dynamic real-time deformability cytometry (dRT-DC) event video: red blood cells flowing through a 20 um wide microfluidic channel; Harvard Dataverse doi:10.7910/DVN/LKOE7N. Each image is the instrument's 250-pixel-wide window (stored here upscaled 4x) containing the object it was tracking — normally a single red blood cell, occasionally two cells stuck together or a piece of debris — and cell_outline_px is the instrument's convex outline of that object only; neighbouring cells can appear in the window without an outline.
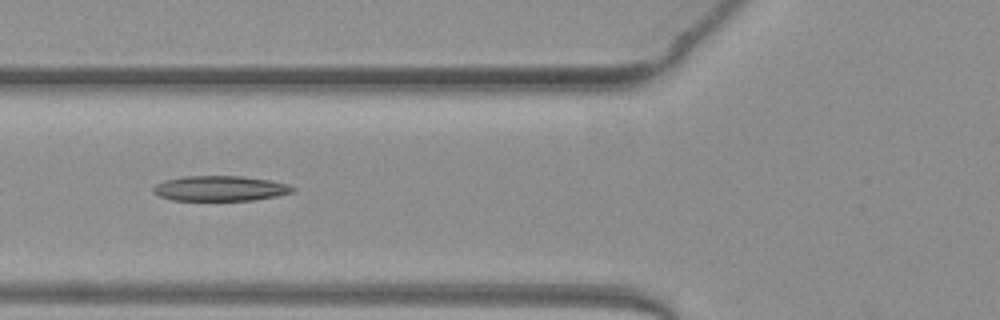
{"species": "common noctule bat (a hibernating species)", "species_latin": "Nyctalus noctula", "temperature_condition": "warm", "stored_images_in_passage": 43, "camera_frame_rate_fps": 3000, "um_per_image_px": 0.085, "animal": {"sex": "female", "body_mass_g": 19.3, "forearm_length_mm": 54.1}, "frame": {"image": 1, "passage_image": 13, "time_ms": 4.0, "image_size_px": [1000, 320], "cell_outline_px": [[296, 188], [292, 192], [276, 196], [256, 200], [172, 200], [160, 196], [152, 192], [152, 188], [156, 184], [164, 180], [184, 176], [240, 176], [272, 180], [288, 184]], "centroid_in_image_um": [18.71, 16.01], "position_along_channel_um": 107.1, "area_um2": 20.52}}
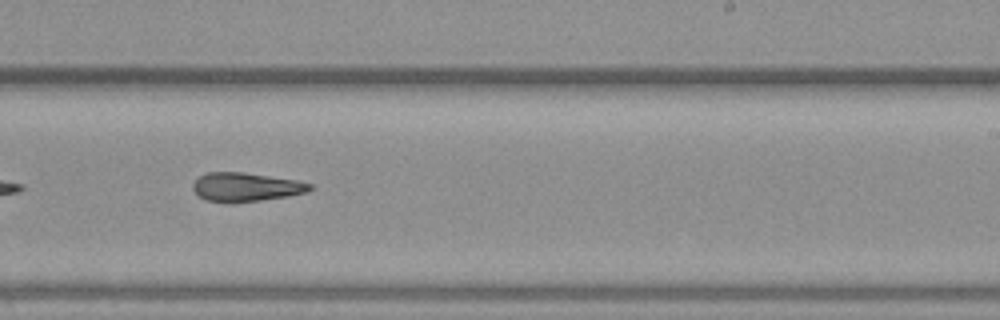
{"frame": {"image": 2, "passage_image": 25, "time_ms": 8.0, "image_size_px": [1000, 320], "cell_outline_px": [[312, 188], [308, 192], [288, 196], [260, 200], [208, 200], [200, 196], [192, 188], [192, 184], [200, 176], [208, 172], [244, 172], [296, 180], [312, 184]], "centroid_in_image_um": [20.95, 15.86], "position_along_channel_um": 268.1, "area_um2": 18.9}}
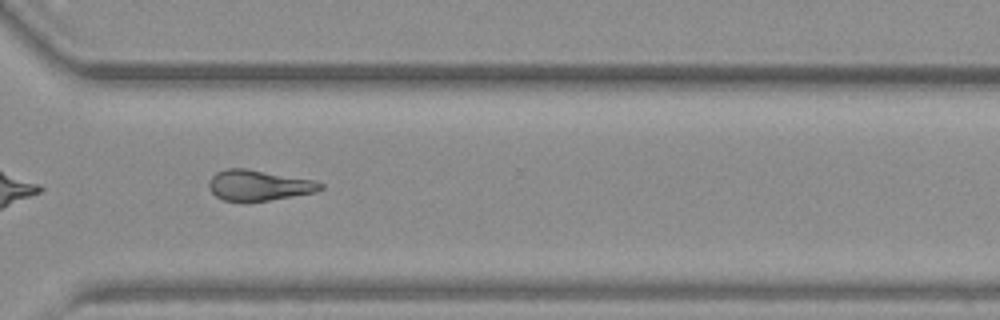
{"frame": {"image": 3, "passage_image": 31, "time_ms": 10.0, "image_size_px": [1000, 320], "cell_outline_px": [[324, 188], [316, 192], [268, 200], [224, 200], [216, 196], [208, 188], [208, 180], [216, 172], [228, 168], [244, 168], [312, 180], [324, 184]], "centroid_in_image_um": [21.97, 15.74], "position_along_channel_um": 348.6, "area_um2": 19.48}}